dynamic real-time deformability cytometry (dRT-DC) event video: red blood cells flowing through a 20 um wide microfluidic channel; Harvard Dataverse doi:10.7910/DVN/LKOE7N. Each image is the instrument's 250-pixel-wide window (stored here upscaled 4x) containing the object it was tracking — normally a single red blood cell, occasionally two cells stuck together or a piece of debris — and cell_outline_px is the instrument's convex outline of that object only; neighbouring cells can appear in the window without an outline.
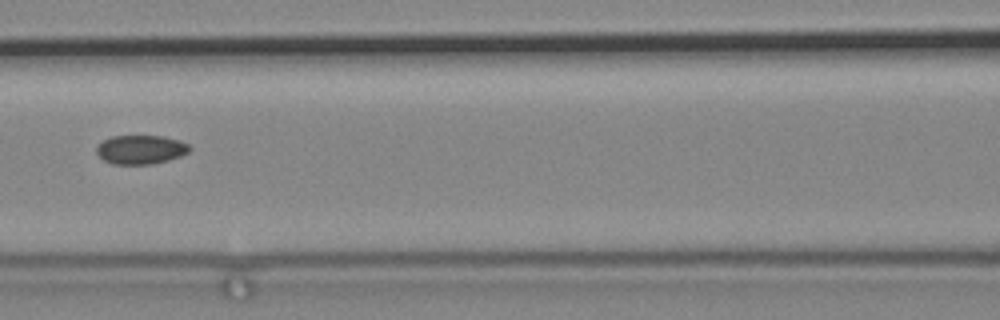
{"species": "common noctule bat (a hibernating species)", "species_latin": "Nyctalus noctula", "temperature_condition": "cold", "stored_images_in_passage": 5, "camera_frame_rate_fps": 3000, "um_per_image_px": 0.085, "animal": {"sex": "male", "body_mass_g": 19.2, "forearm_length_mm": 51.8}, "frame": {"image": 1, "passage_image": 5, "time_ms": 1.333, "image_size_px": [1000, 320], "cell_outline_px": [[192, 148], [188, 152], [180, 156], [168, 160], [152, 164], [112, 164], [104, 160], [96, 152], [96, 144], [112, 136], [164, 136], [180, 140], [188, 144]], "centroid_in_image_um": [11.96, 12.71], "position_along_channel_um": 154.6, "area_um2": 15.78}}